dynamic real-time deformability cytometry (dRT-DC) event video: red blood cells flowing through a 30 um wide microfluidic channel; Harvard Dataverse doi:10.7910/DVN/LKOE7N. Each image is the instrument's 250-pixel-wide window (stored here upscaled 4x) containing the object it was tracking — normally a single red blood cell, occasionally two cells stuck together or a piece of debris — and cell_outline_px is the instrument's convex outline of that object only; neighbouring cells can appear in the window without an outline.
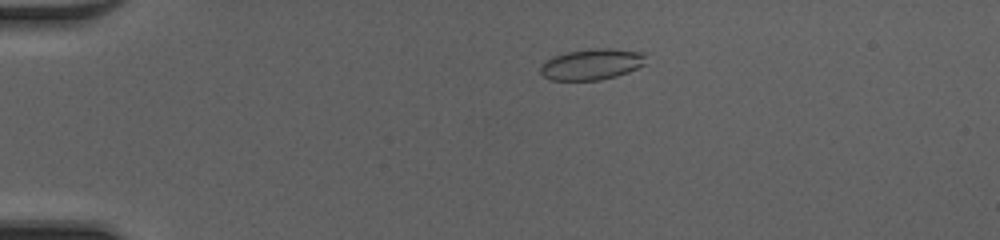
{"species": "common noctule bat (a hibernating species)", "species_latin": "Nyctalus noctula", "temperature_condition": "cold", "stored_images_in_passage": 49, "camera_frame_rate_fps": 3000, "um_per_image_px": 0.085, "animal": {"sex": "female", "body_mass_g": 20.0, "forearm_length_mm": 54.0}, "frame": {"image": 1, "passage_image": 11, "time_ms": 3.333, "image_size_px": [1000, 240], "cell_outline_px": [[644, 64], [628, 72], [616, 76], [600, 80], [552, 80], [544, 76], [540, 72], [540, 64], [544, 60], [552, 56], [568, 52], [588, 48], [608, 48], [644, 52]], "centroid_in_image_um": [50.25, 5.45], "position_along_channel_um": 34.7, "area_um2": 19.13}}
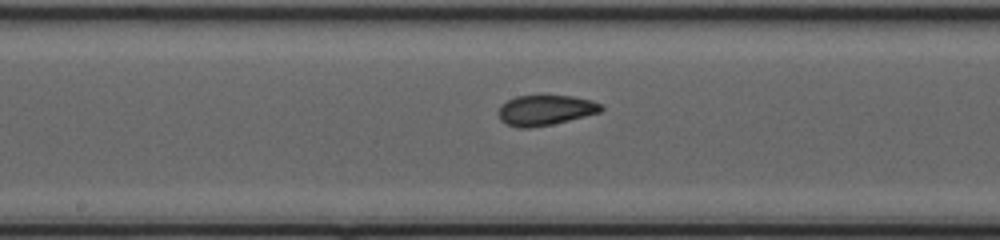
{"frame": {"image": 2, "passage_image": 27, "time_ms": 8.667, "image_size_px": [1000, 240], "cell_outline_px": [[604, 108], [600, 112], [552, 124], [528, 128], [520, 128], [508, 124], [500, 120], [500, 104], [516, 96], [540, 92], [572, 96], [592, 100], [600, 104]], "centroid_in_image_um": [46.35, 9.3], "position_along_channel_um": 201.9, "area_um2": 18.61}}
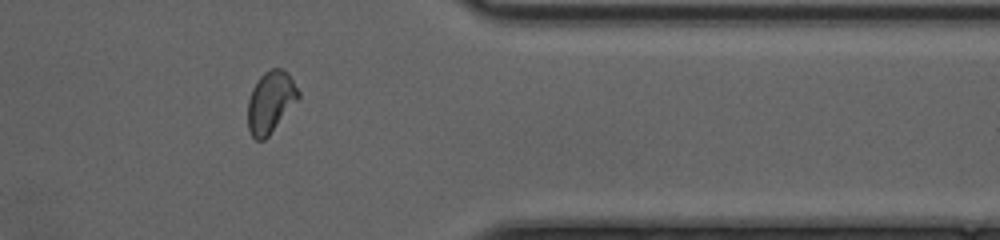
{"frame": {"image": 3, "passage_image": 41, "time_ms": 13.333, "image_size_px": [1000, 240], "cell_outline_px": [[300, 96], [268, 136], [264, 140], [256, 140], [252, 136], [248, 128], [248, 100], [252, 88], [260, 76], [264, 72], [272, 68], [284, 68], [288, 72], [300, 92]], "centroid_in_image_um": [22.99, 8.64], "position_along_channel_um": 388.4, "area_um2": 18.03}, "authors_computed_cell_mechanics": {"area_um2": 18.1492, "velocity_mm_per_s": 4.2393, "shape_relaxation_time_tau1_ms": 9.0969, "shape_relaxation_time_tau2_ms": 1.69, "deformation_change_tau1": 0.1677, "deformation_change_tau2": 0.0564}}